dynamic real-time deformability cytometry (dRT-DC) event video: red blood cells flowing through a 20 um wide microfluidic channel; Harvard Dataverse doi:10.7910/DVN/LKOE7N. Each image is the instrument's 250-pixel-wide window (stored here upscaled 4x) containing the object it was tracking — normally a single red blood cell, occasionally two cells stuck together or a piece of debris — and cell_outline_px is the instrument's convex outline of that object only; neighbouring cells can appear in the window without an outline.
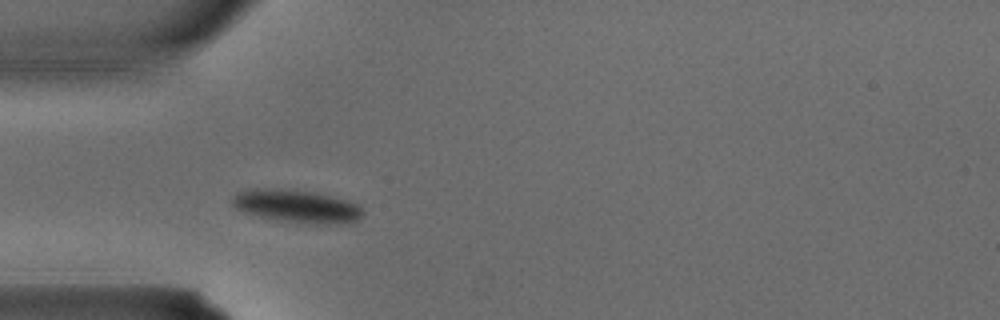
{"species": "common noctule bat (a hibernating species)", "species_latin": "Nyctalus noctula", "temperature_condition": "warm", "stored_images_in_passage": 1, "camera_frame_rate_fps": 3000, "um_per_image_px": 0.085, "animal": {"sex": "male", "body_mass_g": 15.6}, "frame": {"image": 1, "passage_image": 1, "time_ms": 0.0, "image_size_px": [1000, 320], "cell_outline_px": [[364, 212], [356, 220], [276, 220], [244, 212], [232, 208], [228, 200], [236, 192], [248, 188], [296, 188], [316, 192], [332, 196], [356, 204]], "centroid_in_image_um": [24.96, 17.41], "position_along_channel_um": 60.0, "area_um2": 24.1}}